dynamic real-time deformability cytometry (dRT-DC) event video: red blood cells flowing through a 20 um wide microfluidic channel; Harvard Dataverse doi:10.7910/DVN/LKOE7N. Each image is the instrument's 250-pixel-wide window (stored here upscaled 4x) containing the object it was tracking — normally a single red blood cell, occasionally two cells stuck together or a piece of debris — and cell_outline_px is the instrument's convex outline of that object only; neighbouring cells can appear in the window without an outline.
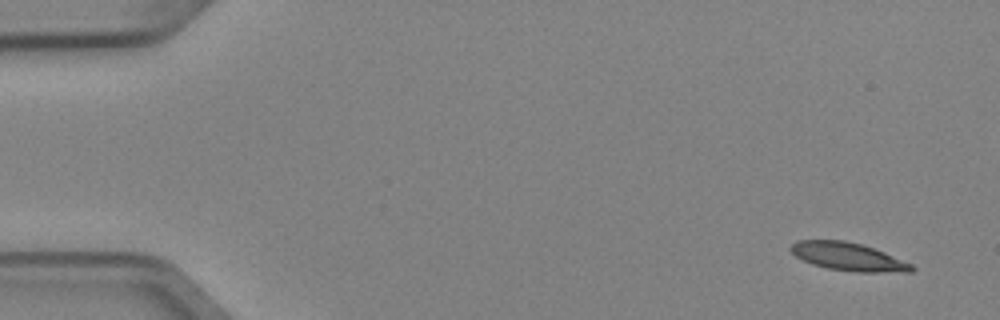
{"species": "Egyptian fruit bat (a non-hibernating species)", "species_latin": "Rousettus aegyptiacus", "temperature_condition": "cold", "stored_images_in_passage": 5, "camera_frame_rate_fps": 3000, "um_per_image_px": 0.085, "animal": {"sex": "female"}, "frame": {"image": 1, "passage_image": 1, "time_ms": 0.0, "image_size_px": [1000, 320], "cell_outline_px": [[916, 268], [912, 272], [856, 272], [828, 268], [812, 264], [796, 256], [788, 248], [796, 240], [844, 240], [860, 244], [884, 252], [912, 264]], "centroid_in_image_um": [72.1, 21.82], "position_along_channel_um": 12.9, "area_um2": 19.65}}